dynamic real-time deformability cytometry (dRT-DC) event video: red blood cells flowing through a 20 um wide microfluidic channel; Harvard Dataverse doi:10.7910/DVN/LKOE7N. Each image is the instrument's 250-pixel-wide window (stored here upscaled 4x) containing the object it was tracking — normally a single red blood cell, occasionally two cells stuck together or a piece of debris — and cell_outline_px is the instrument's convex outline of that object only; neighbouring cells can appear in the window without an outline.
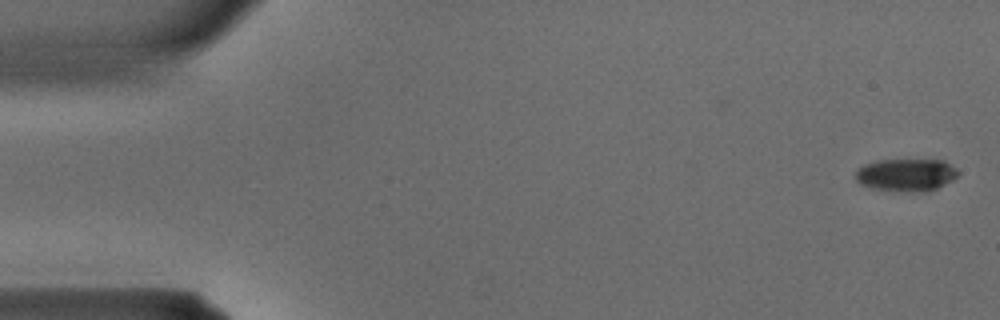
{"species": "common noctule bat (a hibernating species)", "species_latin": "Nyctalus noctula", "temperature_condition": "warm", "stored_images_in_passage": 36, "camera_frame_rate_fps": 3000, "um_per_image_px": 0.085, "animal": {"sex": "male", "body_mass_g": 15.6}, "frame": {"image": 1, "passage_image": 1, "time_ms": 0.0, "image_size_px": [1000, 320], "cell_outline_px": [[960, 172], [952, 180], [936, 188], [924, 192], [908, 192], [868, 188], [860, 184], [856, 180], [856, 168], [864, 164], [876, 160], [944, 160], [956, 168]], "centroid_in_image_um": [76.99, 14.87], "position_along_channel_um": 8.0, "area_um2": 19.65}}
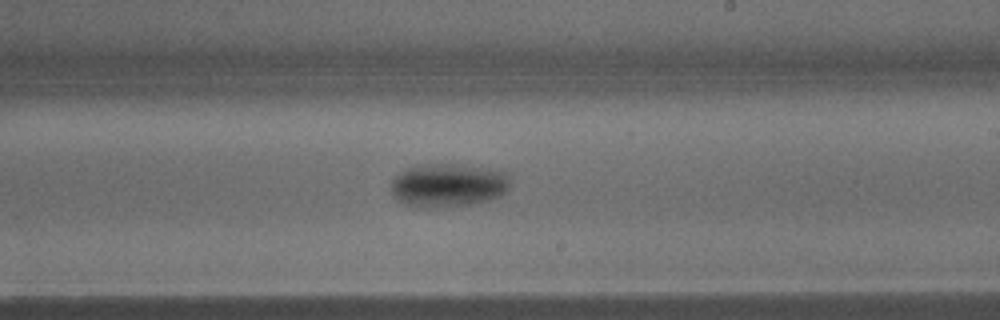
{"frame": {"image": 2, "passage_image": 21, "time_ms": 6.667, "image_size_px": [1000, 320], "cell_outline_px": [[512, 184], [500, 196], [488, 200], [468, 204], [424, 208], [404, 204], [396, 200], [392, 192], [392, 180], [400, 172], [408, 168], [420, 164], [456, 164], [508, 172]], "centroid_in_image_um": [38.1, 15.74], "position_along_channel_um": 250.9, "area_um2": 30.11}}
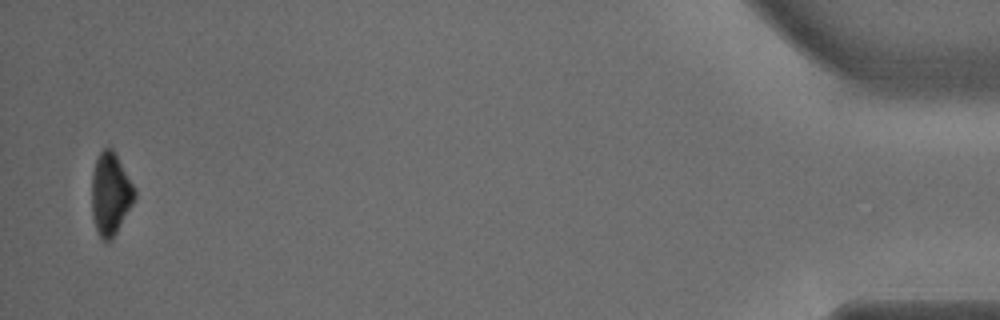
{"frame": {"image": 3, "passage_image": 35, "time_ms": 11.333, "image_size_px": [1000, 320], "cell_outline_px": [[136, 200], [112, 240], [108, 244], [104, 244], [96, 228], [92, 216], [92, 172], [96, 160], [100, 152], [104, 148], [112, 148], [136, 188]], "centroid_in_image_um": [9.41, 16.53], "position_along_channel_um": 425.8, "area_um2": 20.92}}